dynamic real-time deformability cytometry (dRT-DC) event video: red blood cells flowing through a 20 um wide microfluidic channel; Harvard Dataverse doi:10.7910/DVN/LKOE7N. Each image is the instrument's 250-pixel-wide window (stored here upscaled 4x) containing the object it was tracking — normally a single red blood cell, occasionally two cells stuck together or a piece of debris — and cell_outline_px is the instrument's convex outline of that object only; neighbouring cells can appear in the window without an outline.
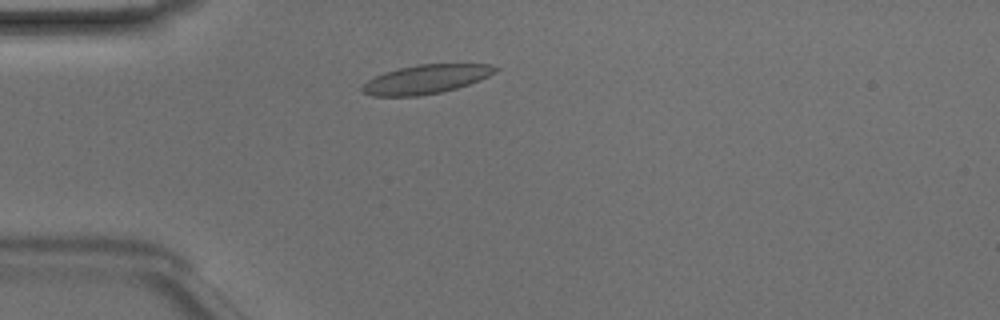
{"species": "Egyptian fruit bat (a non-hibernating species)", "species_latin": "Rousettus aegyptiacus", "temperature_condition": "room temperature", "stored_images_in_passage": 43, "camera_frame_rate_fps": 3000, "um_per_image_px": 0.085, "animal": {"sex": "male"}, "frame": {"image": 1, "passage_image": 7, "time_ms": 2.0, "image_size_px": [1000, 320], "cell_outline_px": [[500, 68], [496, 72], [480, 80], [456, 88], [440, 92], [420, 96], [372, 96], [360, 92], [360, 88], [368, 80], [384, 72], [416, 64], [488, 64]], "centroid_in_image_um": [36.18, 6.74], "position_along_channel_um": 48.8, "area_um2": 22.43}}
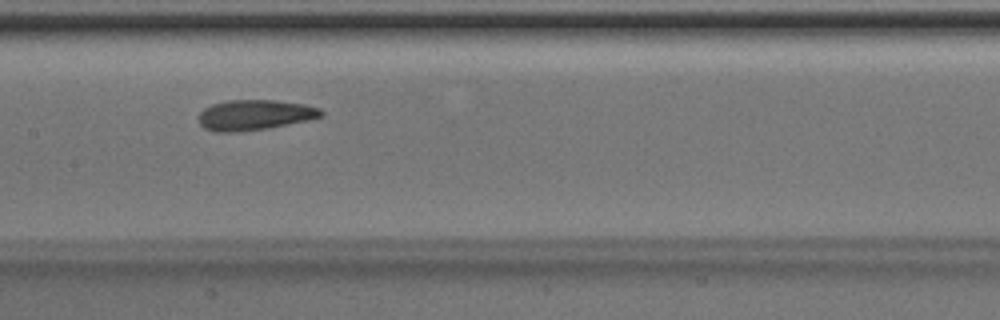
{"frame": {"image": 2, "passage_image": 18, "time_ms": 5.667, "image_size_px": [1000, 320], "cell_outline_px": [[324, 116], [308, 120], [268, 128], [236, 132], [212, 132], [204, 128], [200, 124], [196, 116], [204, 108], [212, 104], [228, 100], [276, 100], [304, 104], [320, 108], [324, 112]], "centroid_in_image_um": [21.62, 9.77], "position_along_channel_um": 185.8, "area_um2": 21.91}}
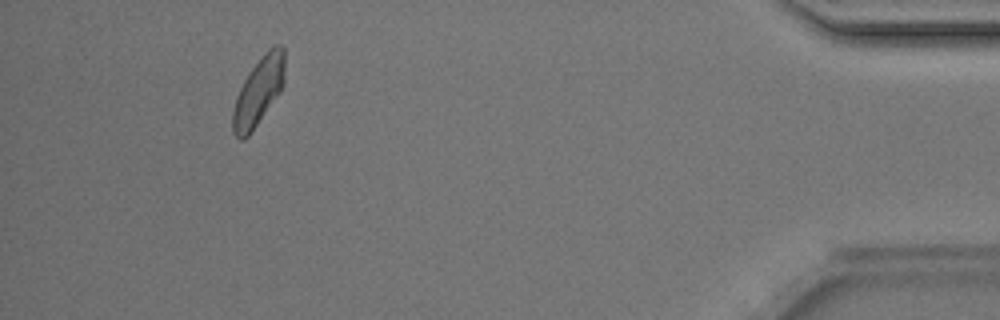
{"frame": {"image": 3, "passage_image": 39, "time_ms": 12.667, "image_size_px": [1000, 320], "cell_outline_px": [[284, 84], [280, 92], [248, 136], [244, 140], [240, 140], [232, 132], [232, 112], [236, 96], [248, 72], [268, 48], [272, 44], [280, 44], [284, 48]], "centroid_in_image_um": [21.97, 7.75], "position_along_channel_um": 413.2, "area_um2": 20.63}, "authors_computed_cell_mechanics": {"area_um2": 21.3282, "velocity_mm_per_s": 4.1353, "shape_relaxation_time_tau1_ms": 3.8129, "shape_relaxation_time_tau2_ms": 2.5249, "deformation_change_tau1": 0.1247, "deformation_change_tau2": 0.0988}}